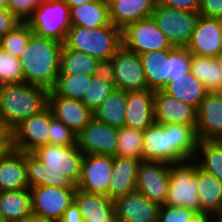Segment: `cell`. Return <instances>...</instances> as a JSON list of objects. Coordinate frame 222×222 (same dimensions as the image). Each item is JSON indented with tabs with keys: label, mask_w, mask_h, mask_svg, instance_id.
Instances as JSON below:
<instances>
[{
	"label": "cell",
	"mask_w": 222,
	"mask_h": 222,
	"mask_svg": "<svg viewBox=\"0 0 222 222\" xmlns=\"http://www.w3.org/2000/svg\"><path fill=\"white\" fill-rule=\"evenodd\" d=\"M198 140H222V97L209 92L197 109Z\"/></svg>",
	"instance_id": "obj_21"
},
{
	"label": "cell",
	"mask_w": 222,
	"mask_h": 222,
	"mask_svg": "<svg viewBox=\"0 0 222 222\" xmlns=\"http://www.w3.org/2000/svg\"><path fill=\"white\" fill-rule=\"evenodd\" d=\"M49 144L57 146H75L76 134L63 122L56 119L50 109Z\"/></svg>",
	"instance_id": "obj_42"
},
{
	"label": "cell",
	"mask_w": 222,
	"mask_h": 222,
	"mask_svg": "<svg viewBox=\"0 0 222 222\" xmlns=\"http://www.w3.org/2000/svg\"><path fill=\"white\" fill-rule=\"evenodd\" d=\"M31 214L30 189L0 192V222H20Z\"/></svg>",
	"instance_id": "obj_29"
},
{
	"label": "cell",
	"mask_w": 222,
	"mask_h": 222,
	"mask_svg": "<svg viewBox=\"0 0 222 222\" xmlns=\"http://www.w3.org/2000/svg\"><path fill=\"white\" fill-rule=\"evenodd\" d=\"M151 17L174 47H186L199 14L156 3Z\"/></svg>",
	"instance_id": "obj_7"
},
{
	"label": "cell",
	"mask_w": 222,
	"mask_h": 222,
	"mask_svg": "<svg viewBox=\"0 0 222 222\" xmlns=\"http://www.w3.org/2000/svg\"><path fill=\"white\" fill-rule=\"evenodd\" d=\"M201 219L191 208L169 205H162L158 216V222H200Z\"/></svg>",
	"instance_id": "obj_41"
},
{
	"label": "cell",
	"mask_w": 222,
	"mask_h": 222,
	"mask_svg": "<svg viewBox=\"0 0 222 222\" xmlns=\"http://www.w3.org/2000/svg\"><path fill=\"white\" fill-rule=\"evenodd\" d=\"M97 1L110 8L111 5H112L116 0H97Z\"/></svg>",
	"instance_id": "obj_53"
},
{
	"label": "cell",
	"mask_w": 222,
	"mask_h": 222,
	"mask_svg": "<svg viewBox=\"0 0 222 222\" xmlns=\"http://www.w3.org/2000/svg\"><path fill=\"white\" fill-rule=\"evenodd\" d=\"M122 45L138 55L174 48L152 17L128 24L122 30Z\"/></svg>",
	"instance_id": "obj_8"
},
{
	"label": "cell",
	"mask_w": 222,
	"mask_h": 222,
	"mask_svg": "<svg viewBox=\"0 0 222 222\" xmlns=\"http://www.w3.org/2000/svg\"><path fill=\"white\" fill-rule=\"evenodd\" d=\"M198 141L192 125L154 122L143 131V160L170 165L194 160Z\"/></svg>",
	"instance_id": "obj_1"
},
{
	"label": "cell",
	"mask_w": 222,
	"mask_h": 222,
	"mask_svg": "<svg viewBox=\"0 0 222 222\" xmlns=\"http://www.w3.org/2000/svg\"><path fill=\"white\" fill-rule=\"evenodd\" d=\"M170 164L141 160L138 167L136 190L150 201L164 205L168 195Z\"/></svg>",
	"instance_id": "obj_13"
},
{
	"label": "cell",
	"mask_w": 222,
	"mask_h": 222,
	"mask_svg": "<svg viewBox=\"0 0 222 222\" xmlns=\"http://www.w3.org/2000/svg\"><path fill=\"white\" fill-rule=\"evenodd\" d=\"M63 44L98 60L110 59L122 46V30L112 24L94 29L71 26Z\"/></svg>",
	"instance_id": "obj_4"
},
{
	"label": "cell",
	"mask_w": 222,
	"mask_h": 222,
	"mask_svg": "<svg viewBox=\"0 0 222 222\" xmlns=\"http://www.w3.org/2000/svg\"><path fill=\"white\" fill-rule=\"evenodd\" d=\"M118 128L93 118L77 135L76 145L83 154L115 156Z\"/></svg>",
	"instance_id": "obj_15"
},
{
	"label": "cell",
	"mask_w": 222,
	"mask_h": 222,
	"mask_svg": "<svg viewBox=\"0 0 222 222\" xmlns=\"http://www.w3.org/2000/svg\"><path fill=\"white\" fill-rule=\"evenodd\" d=\"M185 48L191 55L220 57L222 55V19L199 15L190 41Z\"/></svg>",
	"instance_id": "obj_17"
},
{
	"label": "cell",
	"mask_w": 222,
	"mask_h": 222,
	"mask_svg": "<svg viewBox=\"0 0 222 222\" xmlns=\"http://www.w3.org/2000/svg\"><path fill=\"white\" fill-rule=\"evenodd\" d=\"M74 201L82 213L83 222H116L114 202L105 194L76 188Z\"/></svg>",
	"instance_id": "obj_24"
},
{
	"label": "cell",
	"mask_w": 222,
	"mask_h": 222,
	"mask_svg": "<svg viewBox=\"0 0 222 222\" xmlns=\"http://www.w3.org/2000/svg\"><path fill=\"white\" fill-rule=\"evenodd\" d=\"M200 222H221L217 217L215 218H202Z\"/></svg>",
	"instance_id": "obj_54"
},
{
	"label": "cell",
	"mask_w": 222,
	"mask_h": 222,
	"mask_svg": "<svg viewBox=\"0 0 222 222\" xmlns=\"http://www.w3.org/2000/svg\"><path fill=\"white\" fill-rule=\"evenodd\" d=\"M157 3L181 11L198 13L201 0H157Z\"/></svg>",
	"instance_id": "obj_44"
},
{
	"label": "cell",
	"mask_w": 222,
	"mask_h": 222,
	"mask_svg": "<svg viewBox=\"0 0 222 222\" xmlns=\"http://www.w3.org/2000/svg\"><path fill=\"white\" fill-rule=\"evenodd\" d=\"M0 148H12V132L0 118Z\"/></svg>",
	"instance_id": "obj_50"
},
{
	"label": "cell",
	"mask_w": 222,
	"mask_h": 222,
	"mask_svg": "<svg viewBox=\"0 0 222 222\" xmlns=\"http://www.w3.org/2000/svg\"><path fill=\"white\" fill-rule=\"evenodd\" d=\"M32 33L29 25L26 22H21L0 38V47L14 57L20 58Z\"/></svg>",
	"instance_id": "obj_38"
},
{
	"label": "cell",
	"mask_w": 222,
	"mask_h": 222,
	"mask_svg": "<svg viewBox=\"0 0 222 222\" xmlns=\"http://www.w3.org/2000/svg\"><path fill=\"white\" fill-rule=\"evenodd\" d=\"M49 1L50 0H8L7 7L8 11L15 15L21 22H26L39 4Z\"/></svg>",
	"instance_id": "obj_43"
},
{
	"label": "cell",
	"mask_w": 222,
	"mask_h": 222,
	"mask_svg": "<svg viewBox=\"0 0 222 222\" xmlns=\"http://www.w3.org/2000/svg\"><path fill=\"white\" fill-rule=\"evenodd\" d=\"M194 160L201 169L222 182V140H199Z\"/></svg>",
	"instance_id": "obj_34"
},
{
	"label": "cell",
	"mask_w": 222,
	"mask_h": 222,
	"mask_svg": "<svg viewBox=\"0 0 222 222\" xmlns=\"http://www.w3.org/2000/svg\"><path fill=\"white\" fill-rule=\"evenodd\" d=\"M116 222H158L161 206L135 190L113 200Z\"/></svg>",
	"instance_id": "obj_18"
},
{
	"label": "cell",
	"mask_w": 222,
	"mask_h": 222,
	"mask_svg": "<svg viewBox=\"0 0 222 222\" xmlns=\"http://www.w3.org/2000/svg\"><path fill=\"white\" fill-rule=\"evenodd\" d=\"M42 163L55 172H61L75 185L80 178L82 151L75 146L43 145L31 152Z\"/></svg>",
	"instance_id": "obj_12"
},
{
	"label": "cell",
	"mask_w": 222,
	"mask_h": 222,
	"mask_svg": "<svg viewBox=\"0 0 222 222\" xmlns=\"http://www.w3.org/2000/svg\"><path fill=\"white\" fill-rule=\"evenodd\" d=\"M140 162L134 158L113 156L112 180L108 188L111 200L136 190Z\"/></svg>",
	"instance_id": "obj_26"
},
{
	"label": "cell",
	"mask_w": 222,
	"mask_h": 222,
	"mask_svg": "<svg viewBox=\"0 0 222 222\" xmlns=\"http://www.w3.org/2000/svg\"><path fill=\"white\" fill-rule=\"evenodd\" d=\"M157 0H116L109 8L110 21L123 30L128 24L151 17Z\"/></svg>",
	"instance_id": "obj_27"
},
{
	"label": "cell",
	"mask_w": 222,
	"mask_h": 222,
	"mask_svg": "<svg viewBox=\"0 0 222 222\" xmlns=\"http://www.w3.org/2000/svg\"><path fill=\"white\" fill-rule=\"evenodd\" d=\"M48 107L76 135L94 118L93 111L81 101L62 97L53 90L48 94Z\"/></svg>",
	"instance_id": "obj_19"
},
{
	"label": "cell",
	"mask_w": 222,
	"mask_h": 222,
	"mask_svg": "<svg viewBox=\"0 0 222 222\" xmlns=\"http://www.w3.org/2000/svg\"><path fill=\"white\" fill-rule=\"evenodd\" d=\"M154 95L150 89L126 92L125 127L145 131L155 122Z\"/></svg>",
	"instance_id": "obj_22"
},
{
	"label": "cell",
	"mask_w": 222,
	"mask_h": 222,
	"mask_svg": "<svg viewBox=\"0 0 222 222\" xmlns=\"http://www.w3.org/2000/svg\"><path fill=\"white\" fill-rule=\"evenodd\" d=\"M70 8L64 0H50L39 4L26 23L33 33L64 43L71 27Z\"/></svg>",
	"instance_id": "obj_5"
},
{
	"label": "cell",
	"mask_w": 222,
	"mask_h": 222,
	"mask_svg": "<svg viewBox=\"0 0 222 222\" xmlns=\"http://www.w3.org/2000/svg\"><path fill=\"white\" fill-rule=\"evenodd\" d=\"M113 156L84 154L81 162L80 178L76 188L108 196L112 180Z\"/></svg>",
	"instance_id": "obj_14"
},
{
	"label": "cell",
	"mask_w": 222,
	"mask_h": 222,
	"mask_svg": "<svg viewBox=\"0 0 222 222\" xmlns=\"http://www.w3.org/2000/svg\"><path fill=\"white\" fill-rule=\"evenodd\" d=\"M27 180L30 188L53 186L58 188H76V185L63 173L49 169L32 153H25Z\"/></svg>",
	"instance_id": "obj_28"
},
{
	"label": "cell",
	"mask_w": 222,
	"mask_h": 222,
	"mask_svg": "<svg viewBox=\"0 0 222 222\" xmlns=\"http://www.w3.org/2000/svg\"><path fill=\"white\" fill-rule=\"evenodd\" d=\"M115 156L143 160V131L129 127L119 128Z\"/></svg>",
	"instance_id": "obj_36"
},
{
	"label": "cell",
	"mask_w": 222,
	"mask_h": 222,
	"mask_svg": "<svg viewBox=\"0 0 222 222\" xmlns=\"http://www.w3.org/2000/svg\"><path fill=\"white\" fill-rule=\"evenodd\" d=\"M165 93L176 97L184 103L190 104L196 109L209 93L202 82H200L191 71L187 72L186 79H175L169 81L162 89Z\"/></svg>",
	"instance_id": "obj_30"
},
{
	"label": "cell",
	"mask_w": 222,
	"mask_h": 222,
	"mask_svg": "<svg viewBox=\"0 0 222 222\" xmlns=\"http://www.w3.org/2000/svg\"><path fill=\"white\" fill-rule=\"evenodd\" d=\"M93 75H58L53 91L62 97L81 101Z\"/></svg>",
	"instance_id": "obj_37"
},
{
	"label": "cell",
	"mask_w": 222,
	"mask_h": 222,
	"mask_svg": "<svg viewBox=\"0 0 222 222\" xmlns=\"http://www.w3.org/2000/svg\"><path fill=\"white\" fill-rule=\"evenodd\" d=\"M7 1L8 0H0V10H8Z\"/></svg>",
	"instance_id": "obj_55"
},
{
	"label": "cell",
	"mask_w": 222,
	"mask_h": 222,
	"mask_svg": "<svg viewBox=\"0 0 222 222\" xmlns=\"http://www.w3.org/2000/svg\"><path fill=\"white\" fill-rule=\"evenodd\" d=\"M58 222H83L82 213L74 200L63 212V215Z\"/></svg>",
	"instance_id": "obj_49"
},
{
	"label": "cell",
	"mask_w": 222,
	"mask_h": 222,
	"mask_svg": "<svg viewBox=\"0 0 222 222\" xmlns=\"http://www.w3.org/2000/svg\"><path fill=\"white\" fill-rule=\"evenodd\" d=\"M20 222H54V221L44 219L43 217H40V216L35 215V214H31Z\"/></svg>",
	"instance_id": "obj_51"
},
{
	"label": "cell",
	"mask_w": 222,
	"mask_h": 222,
	"mask_svg": "<svg viewBox=\"0 0 222 222\" xmlns=\"http://www.w3.org/2000/svg\"><path fill=\"white\" fill-rule=\"evenodd\" d=\"M115 88L124 92L148 89L139 55L123 45L111 58Z\"/></svg>",
	"instance_id": "obj_16"
},
{
	"label": "cell",
	"mask_w": 222,
	"mask_h": 222,
	"mask_svg": "<svg viewBox=\"0 0 222 222\" xmlns=\"http://www.w3.org/2000/svg\"><path fill=\"white\" fill-rule=\"evenodd\" d=\"M190 62L191 54L185 47H174L160 66L143 67L148 89L162 90L169 81L186 79Z\"/></svg>",
	"instance_id": "obj_9"
},
{
	"label": "cell",
	"mask_w": 222,
	"mask_h": 222,
	"mask_svg": "<svg viewBox=\"0 0 222 222\" xmlns=\"http://www.w3.org/2000/svg\"><path fill=\"white\" fill-rule=\"evenodd\" d=\"M31 193L32 214L58 222L63 212L74 200L76 188L37 186L29 188Z\"/></svg>",
	"instance_id": "obj_10"
},
{
	"label": "cell",
	"mask_w": 222,
	"mask_h": 222,
	"mask_svg": "<svg viewBox=\"0 0 222 222\" xmlns=\"http://www.w3.org/2000/svg\"><path fill=\"white\" fill-rule=\"evenodd\" d=\"M71 26L98 28L111 25L109 7L97 0L70 9Z\"/></svg>",
	"instance_id": "obj_32"
},
{
	"label": "cell",
	"mask_w": 222,
	"mask_h": 222,
	"mask_svg": "<svg viewBox=\"0 0 222 222\" xmlns=\"http://www.w3.org/2000/svg\"><path fill=\"white\" fill-rule=\"evenodd\" d=\"M24 82L20 58L14 57L0 47V85Z\"/></svg>",
	"instance_id": "obj_39"
},
{
	"label": "cell",
	"mask_w": 222,
	"mask_h": 222,
	"mask_svg": "<svg viewBox=\"0 0 222 222\" xmlns=\"http://www.w3.org/2000/svg\"><path fill=\"white\" fill-rule=\"evenodd\" d=\"M48 94L47 89L25 82L0 85V118L12 131L48 107Z\"/></svg>",
	"instance_id": "obj_3"
},
{
	"label": "cell",
	"mask_w": 222,
	"mask_h": 222,
	"mask_svg": "<svg viewBox=\"0 0 222 222\" xmlns=\"http://www.w3.org/2000/svg\"><path fill=\"white\" fill-rule=\"evenodd\" d=\"M99 60L84 52L62 45L59 75H93Z\"/></svg>",
	"instance_id": "obj_35"
},
{
	"label": "cell",
	"mask_w": 222,
	"mask_h": 222,
	"mask_svg": "<svg viewBox=\"0 0 222 222\" xmlns=\"http://www.w3.org/2000/svg\"><path fill=\"white\" fill-rule=\"evenodd\" d=\"M191 73L204 84L208 92H218L222 87V64L220 57L191 55Z\"/></svg>",
	"instance_id": "obj_31"
},
{
	"label": "cell",
	"mask_w": 222,
	"mask_h": 222,
	"mask_svg": "<svg viewBox=\"0 0 222 222\" xmlns=\"http://www.w3.org/2000/svg\"><path fill=\"white\" fill-rule=\"evenodd\" d=\"M170 50L150 51L139 55L142 67L160 66Z\"/></svg>",
	"instance_id": "obj_47"
},
{
	"label": "cell",
	"mask_w": 222,
	"mask_h": 222,
	"mask_svg": "<svg viewBox=\"0 0 222 222\" xmlns=\"http://www.w3.org/2000/svg\"><path fill=\"white\" fill-rule=\"evenodd\" d=\"M29 188L25 153L11 148L0 156V192Z\"/></svg>",
	"instance_id": "obj_25"
},
{
	"label": "cell",
	"mask_w": 222,
	"mask_h": 222,
	"mask_svg": "<svg viewBox=\"0 0 222 222\" xmlns=\"http://www.w3.org/2000/svg\"><path fill=\"white\" fill-rule=\"evenodd\" d=\"M217 218L220 219V221L222 222V210H221V213L219 214V216Z\"/></svg>",
	"instance_id": "obj_57"
},
{
	"label": "cell",
	"mask_w": 222,
	"mask_h": 222,
	"mask_svg": "<svg viewBox=\"0 0 222 222\" xmlns=\"http://www.w3.org/2000/svg\"><path fill=\"white\" fill-rule=\"evenodd\" d=\"M198 14L202 17L222 19V0H201Z\"/></svg>",
	"instance_id": "obj_45"
},
{
	"label": "cell",
	"mask_w": 222,
	"mask_h": 222,
	"mask_svg": "<svg viewBox=\"0 0 222 222\" xmlns=\"http://www.w3.org/2000/svg\"><path fill=\"white\" fill-rule=\"evenodd\" d=\"M94 76L101 78L105 82L115 85V74L111 58L99 60L93 73Z\"/></svg>",
	"instance_id": "obj_46"
},
{
	"label": "cell",
	"mask_w": 222,
	"mask_h": 222,
	"mask_svg": "<svg viewBox=\"0 0 222 222\" xmlns=\"http://www.w3.org/2000/svg\"><path fill=\"white\" fill-rule=\"evenodd\" d=\"M11 132L12 148L24 153L49 144L50 108L23 120Z\"/></svg>",
	"instance_id": "obj_11"
},
{
	"label": "cell",
	"mask_w": 222,
	"mask_h": 222,
	"mask_svg": "<svg viewBox=\"0 0 222 222\" xmlns=\"http://www.w3.org/2000/svg\"><path fill=\"white\" fill-rule=\"evenodd\" d=\"M155 123L158 124H187L196 129L197 109L184 103L163 90L155 91L154 95Z\"/></svg>",
	"instance_id": "obj_20"
},
{
	"label": "cell",
	"mask_w": 222,
	"mask_h": 222,
	"mask_svg": "<svg viewBox=\"0 0 222 222\" xmlns=\"http://www.w3.org/2000/svg\"><path fill=\"white\" fill-rule=\"evenodd\" d=\"M164 205L191 208L199 214L195 160L170 165L168 195Z\"/></svg>",
	"instance_id": "obj_6"
},
{
	"label": "cell",
	"mask_w": 222,
	"mask_h": 222,
	"mask_svg": "<svg viewBox=\"0 0 222 222\" xmlns=\"http://www.w3.org/2000/svg\"><path fill=\"white\" fill-rule=\"evenodd\" d=\"M218 94L222 97V87H221V89L218 91Z\"/></svg>",
	"instance_id": "obj_58"
},
{
	"label": "cell",
	"mask_w": 222,
	"mask_h": 222,
	"mask_svg": "<svg viewBox=\"0 0 222 222\" xmlns=\"http://www.w3.org/2000/svg\"><path fill=\"white\" fill-rule=\"evenodd\" d=\"M10 149H11V148H0V156H1L3 153L9 151Z\"/></svg>",
	"instance_id": "obj_56"
},
{
	"label": "cell",
	"mask_w": 222,
	"mask_h": 222,
	"mask_svg": "<svg viewBox=\"0 0 222 222\" xmlns=\"http://www.w3.org/2000/svg\"><path fill=\"white\" fill-rule=\"evenodd\" d=\"M197 194L199 215L202 218L218 217L222 210V182L198 165Z\"/></svg>",
	"instance_id": "obj_23"
},
{
	"label": "cell",
	"mask_w": 222,
	"mask_h": 222,
	"mask_svg": "<svg viewBox=\"0 0 222 222\" xmlns=\"http://www.w3.org/2000/svg\"><path fill=\"white\" fill-rule=\"evenodd\" d=\"M126 92L114 91L93 111L94 118L115 128L125 127Z\"/></svg>",
	"instance_id": "obj_33"
},
{
	"label": "cell",
	"mask_w": 222,
	"mask_h": 222,
	"mask_svg": "<svg viewBox=\"0 0 222 222\" xmlns=\"http://www.w3.org/2000/svg\"><path fill=\"white\" fill-rule=\"evenodd\" d=\"M114 89L115 85L109 84L93 75L87 90L83 94L81 102L94 111L105 101Z\"/></svg>",
	"instance_id": "obj_40"
},
{
	"label": "cell",
	"mask_w": 222,
	"mask_h": 222,
	"mask_svg": "<svg viewBox=\"0 0 222 222\" xmlns=\"http://www.w3.org/2000/svg\"><path fill=\"white\" fill-rule=\"evenodd\" d=\"M63 43L32 33L20 56L24 82L52 90L60 72Z\"/></svg>",
	"instance_id": "obj_2"
},
{
	"label": "cell",
	"mask_w": 222,
	"mask_h": 222,
	"mask_svg": "<svg viewBox=\"0 0 222 222\" xmlns=\"http://www.w3.org/2000/svg\"><path fill=\"white\" fill-rule=\"evenodd\" d=\"M21 21L8 10H0V38L14 29Z\"/></svg>",
	"instance_id": "obj_48"
},
{
	"label": "cell",
	"mask_w": 222,
	"mask_h": 222,
	"mask_svg": "<svg viewBox=\"0 0 222 222\" xmlns=\"http://www.w3.org/2000/svg\"><path fill=\"white\" fill-rule=\"evenodd\" d=\"M66 4L69 6L71 9L72 7L78 6V5H83L86 4L87 2H92L95 0H64Z\"/></svg>",
	"instance_id": "obj_52"
}]
</instances>
